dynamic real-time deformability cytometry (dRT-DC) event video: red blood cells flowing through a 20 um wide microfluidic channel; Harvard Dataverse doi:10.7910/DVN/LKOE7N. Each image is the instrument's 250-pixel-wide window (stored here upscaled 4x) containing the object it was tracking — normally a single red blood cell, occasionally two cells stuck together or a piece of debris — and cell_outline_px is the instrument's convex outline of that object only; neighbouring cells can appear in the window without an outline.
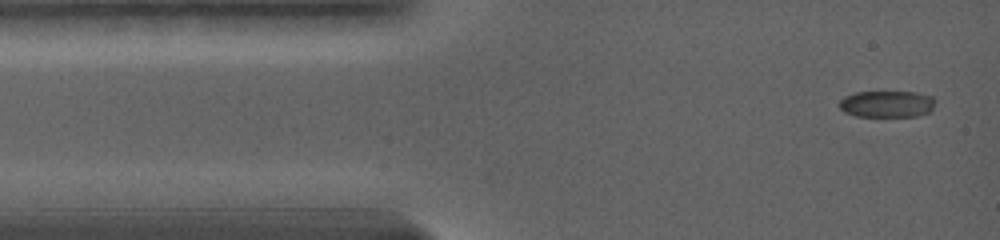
{"species": "common noctule bat (a hibernating species)", "species_latin": "Nyctalus noctula", "temperature_condition": "warm", "stored_images_in_passage": 62, "camera_frame_rate_fps": 5000, "um_per_image_px": 0.085, "animal": {"sex": "female", "body_mass_g": 19.0, "forearm_length_mm": 56.7}, "frame": {"image": 1, "passage_image": 1, "time_ms": 0.0, "image_size_px": [1000, 240], "cell_outline_px": [[932, 104], [928, 112], [916, 116], [856, 116], [840, 108], [840, 100], [856, 92], [912, 92], [932, 96]], "centroid_in_image_um": [75.37, 8.84], "position_along_channel_um": 9.6, "area_um2": 14.33}}
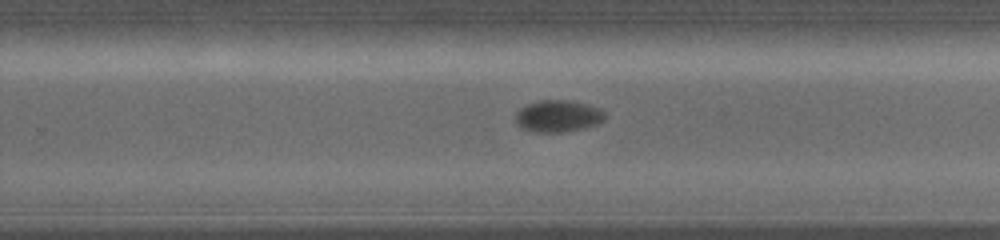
{"frame": {"image": 2, "passage_image": 23, "time_ms": 9.4, "image_size_px": [1000, 240], "cell_outline_px": [[604, 120], [596, 124], [584, 128], [560, 132], [536, 132], [524, 128], [516, 124], [516, 112], [520, 108], [528, 104], [540, 100], [568, 100], [588, 104], [600, 108], [604, 112]], "centroid_in_image_um": [47.44, 9.86], "position_along_channel_um": 282.4, "area_um2": 16.47}}
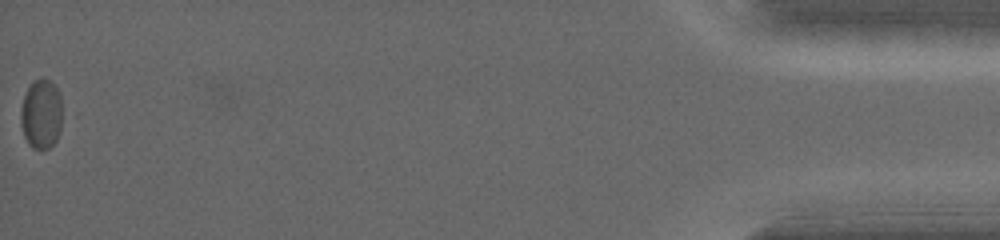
{"frame": {"image": 3, "passage_image": 62, "time_ms": 17.8, "image_size_px": [1000, 240], "cell_outline_px": [[68, 112], [56, 140], [48, 148], [32, 148], [28, 144], [24, 136], [20, 124], [20, 108], [24, 96], [32, 80], [40, 76], [44, 76], [60, 92]], "centroid_in_image_um": [3.58, 9.65], "position_along_channel_um": 431.6, "area_um2": 18.03}, "authors_computed_cell_mechanics": {"area_um2": 16.8776, "velocity_mm_per_s": 3.5607, "shape_relaxation_time_tau1_ms": 3.7959, "shape_relaxation_time_tau2_ms": null, "deformation_change_tau1": 0.0938, "deformation_change_tau2": null}}